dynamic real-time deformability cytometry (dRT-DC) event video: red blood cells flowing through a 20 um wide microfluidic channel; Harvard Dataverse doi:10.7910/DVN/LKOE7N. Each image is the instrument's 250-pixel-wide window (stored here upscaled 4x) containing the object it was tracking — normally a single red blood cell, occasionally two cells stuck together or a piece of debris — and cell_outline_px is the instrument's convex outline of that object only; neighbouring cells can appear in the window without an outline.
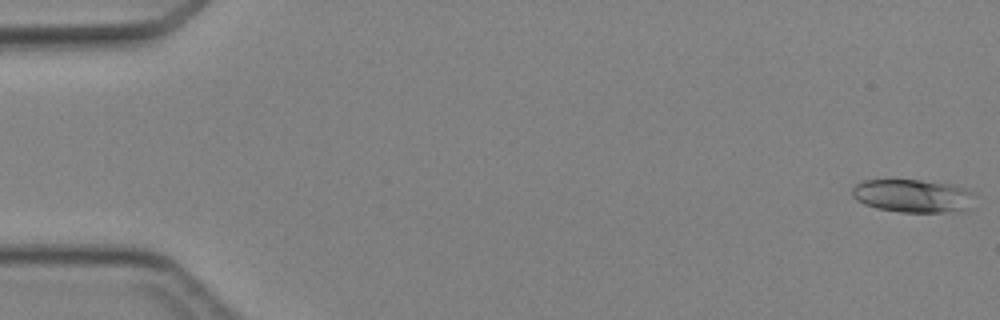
{"species": "Egyptian fruit bat (a non-hibernating species)", "species_latin": "Rousettus aegyptiacus", "temperature_condition": "cold", "stored_images_in_passage": 13, "camera_frame_rate_fps": 3000, "um_per_image_px": 0.085, "animal": {"sex": "female"}, "frame": {"image": 1, "passage_image": 1, "time_ms": 0.0, "image_size_px": [1000, 320], "cell_outline_px": [[972, 208], [968, 212], [900, 212], [876, 208], [864, 204], [856, 200], [852, 196], [852, 188], [856, 184], [864, 180], [920, 180], [952, 184], [964, 188], [972, 192]], "centroid_in_image_um": [77.62, 16.66], "position_along_channel_um": 7.4, "area_um2": 23.99}}
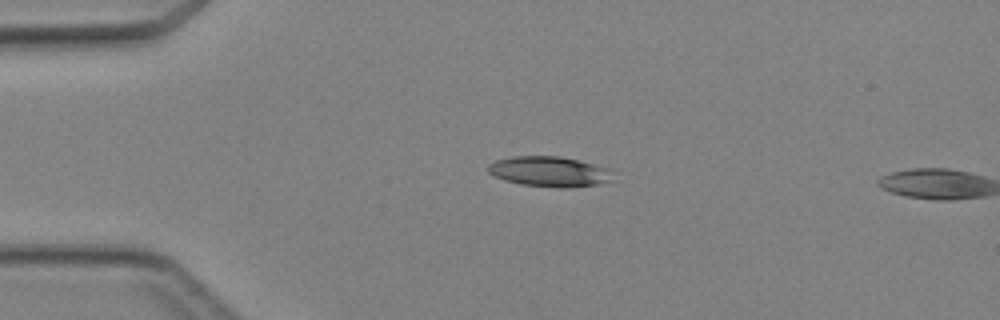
{"frame": {"image": 2, "passage_image": 11, "time_ms": 3.333, "image_size_px": [1000, 320], "cell_outline_px": [[612, 180], [596, 184], [572, 188], [556, 188], [520, 184], [504, 180], [488, 172], [488, 164], [496, 160], [512, 156], [560, 156], [608, 168]], "centroid_in_image_um": [46.65, 14.59], "position_along_channel_um": 38.4, "area_um2": 21.85}}